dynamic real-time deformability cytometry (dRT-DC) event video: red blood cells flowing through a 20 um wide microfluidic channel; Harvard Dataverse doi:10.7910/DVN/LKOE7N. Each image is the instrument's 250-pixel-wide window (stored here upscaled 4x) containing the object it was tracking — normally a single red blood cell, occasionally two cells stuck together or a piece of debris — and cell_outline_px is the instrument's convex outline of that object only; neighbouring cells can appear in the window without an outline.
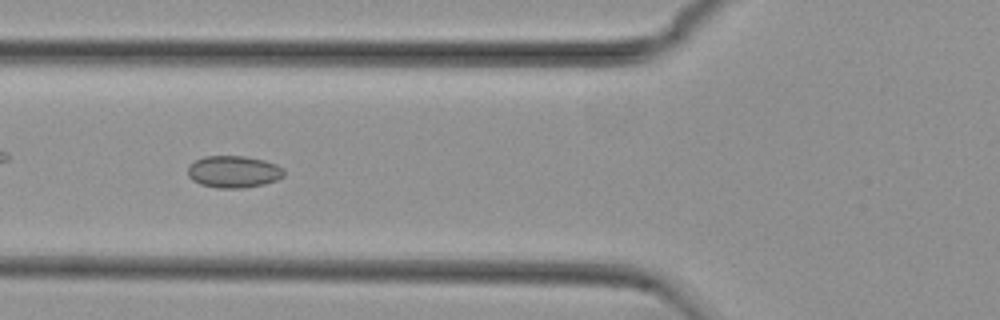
{"species": "common noctule bat (a hibernating species)", "species_latin": "Nyctalus noctula", "temperature_condition": "cold", "stored_images_in_passage": 46, "camera_frame_rate_fps": 3000, "um_per_image_px": 0.085, "animal": {"sex": "female", "body_mass_g": 29.2, "forearm_length_mm": 56.3}, "frame": {"image": 1, "passage_image": 12, "time_ms": 3.667, "image_size_px": [1000, 320], "cell_outline_px": [[284, 176], [276, 180], [264, 184], [244, 188], [216, 188], [200, 184], [192, 180], [188, 176], [188, 164], [204, 156], [244, 156], [264, 160], [276, 164], [284, 168]], "centroid_in_image_um": [19.85, 14.6], "position_along_channel_um": 106.0, "area_um2": 18.09}}
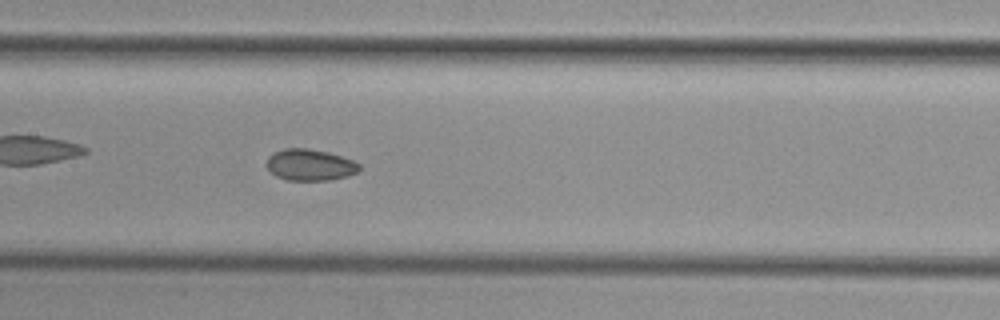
{"frame": {"image": 2, "passage_image": 18, "time_ms": 5.667, "image_size_px": [1000, 320], "cell_outline_px": [[360, 168], [356, 172], [348, 176], [332, 180], [288, 180], [276, 176], [264, 164], [268, 156], [272, 152], [284, 148], [304, 148], [328, 152], [352, 160], [360, 164]], "centroid_in_image_um": [26.31, 14.01], "position_along_channel_um": 181.1, "area_um2": 17.05}}
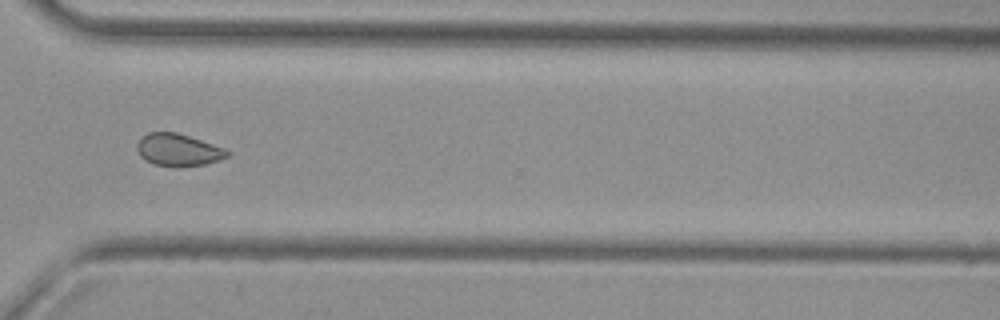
{"frame": {"image": 3, "passage_image": 32, "time_ms": 10.333, "image_size_px": [1000, 320], "cell_outline_px": [[228, 156], [204, 164], [176, 168], [156, 164], [144, 160], [140, 156], [136, 148], [136, 144], [140, 136], [148, 132], [176, 132], [224, 148], [228, 152]], "centroid_in_image_um": [15.06, 12.74], "position_along_channel_um": 355.5, "area_um2": 16.94}, "authors_computed_cell_mechanics": {"area_um2": 17.3689, "velocity_mm_per_s": 3.7417, "shape_relaxation_time_tau1_ms": null, "shape_relaxation_time_tau2_ms": 3.8827, "deformation_change_tau1": null, "deformation_change_tau2": 0.0674}}